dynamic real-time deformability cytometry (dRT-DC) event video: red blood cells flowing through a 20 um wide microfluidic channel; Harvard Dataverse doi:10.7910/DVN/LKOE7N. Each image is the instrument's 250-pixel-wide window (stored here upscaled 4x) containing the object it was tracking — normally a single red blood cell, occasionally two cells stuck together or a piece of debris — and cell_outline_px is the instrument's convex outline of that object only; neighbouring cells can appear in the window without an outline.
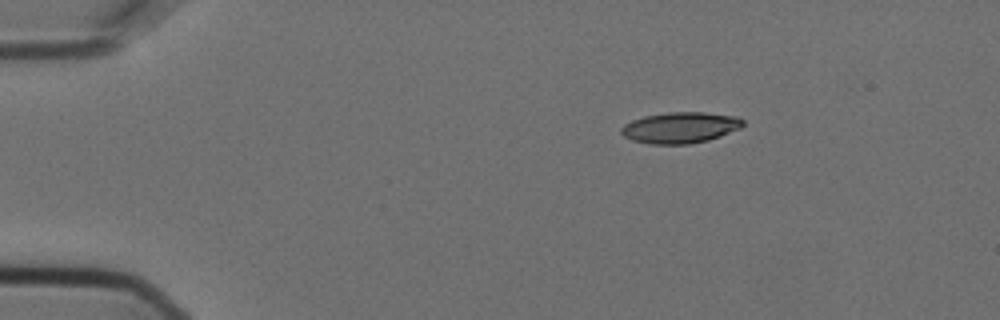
{"species": "Egyptian fruit bat (a non-hibernating species)", "species_latin": "Rousettus aegyptiacus", "temperature_condition": "cold", "stored_images_in_passage": 3, "camera_frame_rate_fps": 3000, "um_per_image_px": 0.085, "animal": {"sex": "female"}, "frame": {"image": 1, "passage_image": 1, "time_ms": 0.0, "image_size_px": [1000, 320], "cell_outline_px": [[744, 124], [740, 128], [720, 136], [708, 140], [688, 144], [648, 144], [632, 140], [624, 136], [620, 132], [620, 128], [624, 124], [632, 120], [644, 116], [668, 112], [704, 112], [736, 116], [744, 120]], "centroid_in_image_um": [57.8, 10.84], "position_along_channel_um": 27.2, "area_um2": 22.08}}